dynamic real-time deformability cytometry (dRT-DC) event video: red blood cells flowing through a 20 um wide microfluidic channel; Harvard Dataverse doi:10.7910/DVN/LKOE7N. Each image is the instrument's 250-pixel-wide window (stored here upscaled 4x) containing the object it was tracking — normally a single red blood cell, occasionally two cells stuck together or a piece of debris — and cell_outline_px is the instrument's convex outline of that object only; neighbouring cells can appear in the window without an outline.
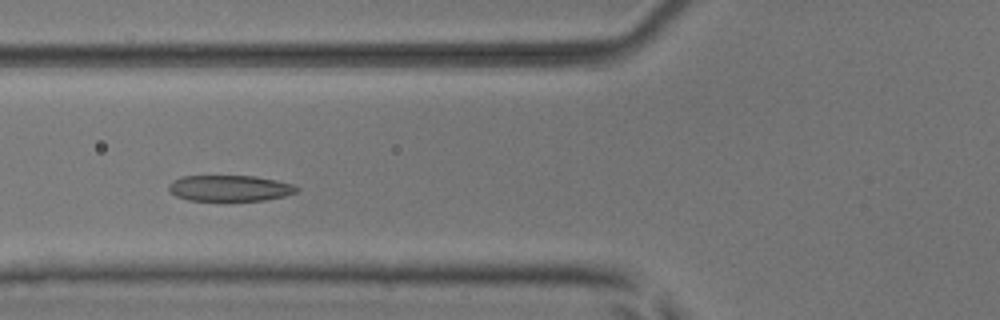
{"species": "common noctule bat (a hibernating species)", "species_latin": "Nyctalus noctula", "temperature_condition": "room temperature", "stored_images_in_passage": 10, "camera_frame_rate_fps": 3000, "um_per_image_px": 0.085, "animal": {"sex": "male", "body_mass_g": 17.9, "forearm_length_mm": 54.2}, "frame": {"image": 1, "passage_image": 7, "time_ms": 2.0, "image_size_px": [1000, 320], "cell_outline_px": [[300, 188], [296, 192], [284, 196], [264, 200], [188, 200], [176, 196], [168, 188], [168, 184], [172, 180], [180, 176], [256, 176], [276, 180], [292, 184]], "centroid_in_image_um": [19.51, 15.98], "position_along_channel_um": 106.3, "area_um2": 19.31}}
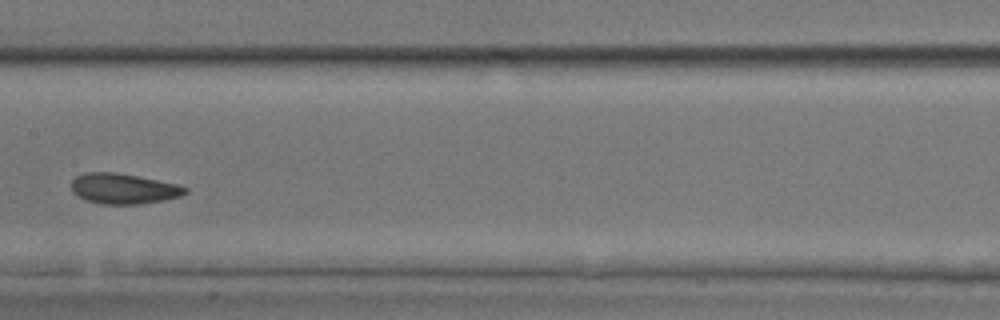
{"frame": {"image": 2, "passage_image": 9, "time_ms": 2.667, "image_size_px": [1000, 320], "cell_outline_px": [[188, 192], [180, 196], [164, 200], [136, 204], [100, 204], [84, 200], [72, 192], [72, 180], [76, 176], [84, 172], [112, 172], [136, 176], [180, 184], [188, 188]], "centroid_in_image_um": [10.49, 16.04], "position_along_channel_um": 196.9, "area_um2": 20.23}}